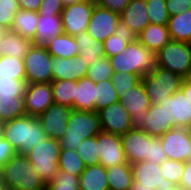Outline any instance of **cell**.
Returning <instances> with one entry per match:
<instances>
[{
    "mask_svg": "<svg viewBox=\"0 0 191 190\" xmlns=\"http://www.w3.org/2000/svg\"><path fill=\"white\" fill-rule=\"evenodd\" d=\"M169 16L191 9V0H165Z\"/></svg>",
    "mask_w": 191,
    "mask_h": 190,
    "instance_id": "obj_50",
    "label": "cell"
},
{
    "mask_svg": "<svg viewBox=\"0 0 191 190\" xmlns=\"http://www.w3.org/2000/svg\"><path fill=\"white\" fill-rule=\"evenodd\" d=\"M13 146L0 134V172L2 167L16 154Z\"/></svg>",
    "mask_w": 191,
    "mask_h": 190,
    "instance_id": "obj_49",
    "label": "cell"
},
{
    "mask_svg": "<svg viewBox=\"0 0 191 190\" xmlns=\"http://www.w3.org/2000/svg\"><path fill=\"white\" fill-rule=\"evenodd\" d=\"M0 190H8L4 187V185L0 182Z\"/></svg>",
    "mask_w": 191,
    "mask_h": 190,
    "instance_id": "obj_59",
    "label": "cell"
},
{
    "mask_svg": "<svg viewBox=\"0 0 191 190\" xmlns=\"http://www.w3.org/2000/svg\"><path fill=\"white\" fill-rule=\"evenodd\" d=\"M136 40V34L120 20L114 34L103 41L105 56L108 58L115 56Z\"/></svg>",
    "mask_w": 191,
    "mask_h": 190,
    "instance_id": "obj_22",
    "label": "cell"
},
{
    "mask_svg": "<svg viewBox=\"0 0 191 190\" xmlns=\"http://www.w3.org/2000/svg\"><path fill=\"white\" fill-rule=\"evenodd\" d=\"M76 151L86 167L99 164L97 135L84 139Z\"/></svg>",
    "mask_w": 191,
    "mask_h": 190,
    "instance_id": "obj_41",
    "label": "cell"
},
{
    "mask_svg": "<svg viewBox=\"0 0 191 190\" xmlns=\"http://www.w3.org/2000/svg\"><path fill=\"white\" fill-rule=\"evenodd\" d=\"M44 190H79V176L58 170L54 179Z\"/></svg>",
    "mask_w": 191,
    "mask_h": 190,
    "instance_id": "obj_43",
    "label": "cell"
},
{
    "mask_svg": "<svg viewBox=\"0 0 191 190\" xmlns=\"http://www.w3.org/2000/svg\"><path fill=\"white\" fill-rule=\"evenodd\" d=\"M61 1H62L63 6L65 7V6H68V5H72L74 3H78V2H80L82 0H61Z\"/></svg>",
    "mask_w": 191,
    "mask_h": 190,
    "instance_id": "obj_55",
    "label": "cell"
},
{
    "mask_svg": "<svg viewBox=\"0 0 191 190\" xmlns=\"http://www.w3.org/2000/svg\"><path fill=\"white\" fill-rule=\"evenodd\" d=\"M19 8L37 12L42 0H18Z\"/></svg>",
    "mask_w": 191,
    "mask_h": 190,
    "instance_id": "obj_53",
    "label": "cell"
},
{
    "mask_svg": "<svg viewBox=\"0 0 191 190\" xmlns=\"http://www.w3.org/2000/svg\"><path fill=\"white\" fill-rule=\"evenodd\" d=\"M33 44L31 39L8 30L0 40V55H9L23 59Z\"/></svg>",
    "mask_w": 191,
    "mask_h": 190,
    "instance_id": "obj_26",
    "label": "cell"
},
{
    "mask_svg": "<svg viewBox=\"0 0 191 190\" xmlns=\"http://www.w3.org/2000/svg\"><path fill=\"white\" fill-rule=\"evenodd\" d=\"M19 9L18 0H0V26L10 30Z\"/></svg>",
    "mask_w": 191,
    "mask_h": 190,
    "instance_id": "obj_46",
    "label": "cell"
},
{
    "mask_svg": "<svg viewBox=\"0 0 191 190\" xmlns=\"http://www.w3.org/2000/svg\"><path fill=\"white\" fill-rule=\"evenodd\" d=\"M167 26L172 41L188 43L191 39V9L170 16Z\"/></svg>",
    "mask_w": 191,
    "mask_h": 190,
    "instance_id": "obj_32",
    "label": "cell"
},
{
    "mask_svg": "<svg viewBox=\"0 0 191 190\" xmlns=\"http://www.w3.org/2000/svg\"><path fill=\"white\" fill-rule=\"evenodd\" d=\"M38 19V12L19 9L14 16L10 31L32 40L35 37Z\"/></svg>",
    "mask_w": 191,
    "mask_h": 190,
    "instance_id": "obj_33",
    "label": "cell"
},
{
    "mask_svg": "<svg viewBox=\"0 0 191 190\" xmlns=\"http://www.w3.org/2000/svg\"><path fill=\"white\" fill-rule=\"evenodd\" d=\"M141 81V77L131 73H116L114 72L111 77L112 86L118 93L119 97L124 91L130 90V88L136 86Z\"/></svg>",
    "mask_w": 191,
    "mask_h": 190,
    "instance_id": "obj_44",
    "label": "cell"
},
{
    "mask_svg": "<svg viewBox=\"0 0 191 190\" xmlns=\"http://www.w3.org/2000/svg\"><path fill=\"white\" fill-rule=\"evenodd\" d=\"M168 157L162 148L160 137L150 136L149 161L155 164H161Z\"/></svg>",
    "mask_w": 191,
    "mask_h": 190,
    "instance_id": "obj_47",
    "label": "cell"
},
{
    "mask_svg": "<svg viewBox=\"0 0 191 190\" xmlns=\"http://www.w3.org/2000/svg\"><path fill=\"white\" fill-rule=\"evenodd\" d=\"M44 46L52 57L72 58L80 53L75 37L65 33L53 37Z\"/></svg>",
    "mask_w": 191,
    "mask_h": 190,
    "instance_id": "obj_27",
    "label": "cell"
},
{
    "mask_svg": "<svg viewBox=\"0 0 191 190\" xmlns=\"http://www.w3.org/2000/svg\"><path fill=\"white\" fill-rule=\"evenodd\" d=\"M133 181L131 187H151L155 190H170L175 185L162 176L160 165L150 161L131 164Z\"/></svg>",
    "mask_w": 191,
    "mask_h": 190,
    "instance_id": "obj_12",
    "label": "cell"
},
{
    "mask_svg": "<svg viewBox=\"0 0 191 190\" xmlns=\"http://www.w3.org/2000/svg\"><path fill=\"white\" fill-rule=\"evenodd\" d=\"M52 60L44 45L33 44L23 58L27 84L51 83Z\"/></svg>",
    "mask_w": 191,
    "mask_h": 190,
    "instance_id": "obj_8",
    "label": "cell"
},
{
    "mask_svg": "<svg viewBox=\"0 0 191 190\" xmlns=\"http://www.w3.org/2000/svg\"><path fill=\"white\" fill-rule=\"evenodd\" d=\"M0 77L26 79L23 59L9 55H0Z\"/></svg>",
    "mask_w": 191,
    "mask_h": 190,
    "instance_id": "obj_36",
    "label": "cell"
},
{
    "mask_svg": "<svg viewBox=\"0 0 191 190\" xmlns=\"http://www.w3.org/2000/svg\"><path fill=\"white\" fill-rule=\"evenodd\" d=\"M120 20L126 24L136 36L149 24L145 0H131L120 14Z\"/></svg>",
    "mask_w": 191,
    "mask_h": 190,
    "instance_id": "obj_21",
    "label": "cell"
},
{
    "mask_svg": "<svg viewBox=\"0 0 191 190\" xmlns=\"http://www.w3.org/2000/svg\"><path fill=\"white\" fill-rule=\"evenodd\" d=\"M126 161L133 164L149 161L150 135L143 130L130 129L120 136Z\"/></svg>",
    "mask_w": 191,
    "mask_h": 190,
    "instance_id": "obj_17",
    "label": "cell"
},
{
    "mask_svg": "<svg viewBox=\"0 0 191 190\" xmlns=\"http://www.w3.org/2000/svg\"><path fill=\"white\" fill-rule=\"evenodd\" d=\"M157 66L182 78L191 76V47L187 42L170 41L156 52Z\"/></svg>",
    "mask_w": 191,
    "mask_h": 190,
    "instance_id": "obj_7",
    "label": "cell"
},
{
    "mask_svg": "<svg viewBox=\"0 0 191 190\" xmlns=\"http://www.w3.org/2000/svg\"><path fill=\"white\" fill-rule=\"evenodd\" d=\"M130 1L131 0H96V4L120 15Z\"/></svg>",
    "mask_w": 191,
    "mask_h": 190,
    "instance_id": "obj_51",
    "label": "cell"
},
{
    "mask_svg": "<svg viewBox=\"0 0 191 190\" xmlns=\"http://www.w3.org/2000/svg\"><path fill=\"white\" fill-rule=\"evenodd\" d=\"M95 4L94 0H82L65 6L61 12L63 32L75 36L87 31Z\"/></svg>",
    "mask_w": 191,
    "mask_h": 190,
    "instance_id": "obj_10",
    "label": "cell"
},
{
    "mask_svg": "<svg viewBox=\"0 0 191 190\" xmlns=\"http://www.w3.org/2000/svg\"><path fill=\"white\" fill-rule=\"evenodd\" d=\"M88 65L80 56L72 58L53 57L52 81L54 80H73L78 81L86 77Z\"/></svg>",
    "mask_w": 191,
    "mask_h": 190,
    "instance_id": "obj_20",
    "label": "cell"
},
{
    "mask_svg": "<svg viewBox=\"0 0 191 190\" xmlns=\"http://www.w3.org/2000/svg\"><path fill=\"white\" fill-rule=\"evenodd\" d=\"M73 109L64 106L53 104L40 116L38 120L44 133L53 139H61L65 136L67 121Z\"/></svg>",
    "mask_w": 191,
    "mask_h": 190,
    "instance_id": "obj_16",
    "label": "cell"
},
{
    "mask_svg": "<svg viewBox=\"0 0 191 190\" xmlns=\"http://www.w3.org/2000/svg\"><path fill=\"white\" fill-rule=\"evenodd\" d=\"M99 164L105 168L126 163V158L119 135L101 131L97 134Z\"/></svg>",
    "mask_w": 191,
    "mask_h": 190,
    "instance_id": "obj_19",
    "label": "cell"
},
{
    "mask_svg": "<svg viewBox=\"0 0 191 190\" xmlns=\"http://www.w3.org/2000/svg\"><path fill=\"white\" fill-rule=\"evenodd\" d=\"M8 30L2 26H0V40L3 38L4 34L7 32ZM1 49V47H0Z\"/></svg>",
    "mask_w": 191,
    "mask_h": 190,
    "instance_id": "obj_57",
    "label": "cell"
},
{
    "mask_svg": "<svg viewBox=\"0 0 191 190\" xmlns=\"http://www.w3.org/2000/svg\"><path fill=\"white\" fill-rule=\"evenodd\" d=\"M54 104L51 83H29L24 94L25 114L38 117Z\"/></svg>",
    "mask_w": 191,
    "mask_h": 190,
    "instance_id": "obj_14",
    "label": "cell"
},
{
    "mask_svg": "<svg viewBox=\"0 0 191 190\" xmlns=\"http://www.w3.org/2000/svg\"><path fill=\"white\" fill-rule=\"evenodd\" d=\"M171 129L173 127L170 121L167 120V115L163 107L151 104L147 110V118L143 131L150 136L160 137Z\"/></svg>",
    "mask_w": 191,
    "mask_h": 190,
    "instance_id": "obj_29",
    "label": "cell"
},
{
    "mask_svg": "<svg viewBox=\"0 0 191 190\" xmlns=\"http://www.w3.org/2000/svg\"><path fill=\"white\" fill-rule=\"evenodd\" d=\"M26 79L0 77V98H24Z\"/></svg>",
    "mask_w": 191,
    "mask_h": 190,
    "instance_id": "obj_40",
    "label": "cell"
},
{
    "mask_svg": "<svg viewBox=\"0 0 191 190\" xmlns=\"http://www.w3.org/2000/svg\"><path fill=\"white\" fill-rule=\"evenodd\" d=\"M74 37L80 51L78 56L85 60L88 66L93 64L96 59L105 56L103 42L92 38L87 31Z\"/></svg>",
    "mask_w": 191,
    "mask_h": 190,
    "instance_id": "obj_30",
    "label": "cell"
},
{
    "mask_svg": "<svg viewBox=\"0 0 191 190\" xmlns=\"http://www.w3.org/2000/svg\"><path fill=\"white\" fill-rule=\"evenodd\" d=\"M119 101V95L112 86L111 79L96 83L95 111Z\"/></svg>",
    "mask_w": 191,
    "mask_h": 190,
    "instance_id": "obj_37",
    "label": "cell"
},
{
    "mask_svg": "<svg viewBox=\"0 0 191 190\" xmlns=\"http://www.w3.org/2000/svg\"><path fill=\"white\" fill-rule=\"evenodd\" d=\"M60 150L59 140L47 137L26 153L45 184L50 183L58 172Z\"/></svg>",
    "mask_w": 191,
    "mask_h": 190,
    "instance_id": "obj_5",
    "label": "cell"
},
{
    "mask_svg": "<svg viewBox=\"0 0 191 190\" xmlns=\"http://www.w3.org/2000/svg\"><path fill=\"white\" fill-rule=\"evenodd\" d=\"M183 79L167 69L156 66L141 78V82L151 104L159 105L167 97L181 89Z\"/></svg>",
    "mask_w": 191,
    "mask_h": 190,
    "instance_id": "obj_6",
    "label": "cell"
},
{
    "mask_svg": "<svg viewBox=\"0 0 191 190\" xmlns=\"http://www.w3.org/2000/svg\"><path fill=\"white\" fill-rule=\"evenodd\" d=\"M181 90L187 99L191 101V76L183 79Z\"/></svg>",
    "mask_w": 191,
    "mask_h": 190,
    "instance_id": "obj_54",
    "label": "cell"
},
{
    "mask_svg": "<svg viewBox=\"0 0 191 190\" xmlns=\"http://www.w3.org/2000/svg\"><path fill=\"white\" fill-rule=\"evenodd\" d=\"M0 134L20 154H26L40 140L48 137L38 118L29 115L0 123Z\"/></svg>",
    "mask_w": 191,
    "mask_h": 190,
    "instance_id": "obj_1",
    "label": "cell"
},
{
    "mask_svg": "<svg viewBox=\"0 0 191 190\" xmlns=\"http://www.w3.org/2000/svg\"><path fill=\"white\" fill-rule=\"evenodd\" d=\"M64 6L61 0H42L38 14L61 15Z\"/></svg>",
    "mask_w": 191,
    "mask_h": 190,
    "instance_id": "obj_48",
    "label": "cell"
},
{
    "mask_svg": "<svg viewBox=\"0 0 191 190\" xmlns=\"http://www.w3.org/2000/svg\"><path fill=\"white\" fill-rule=\"evenodd\" d=\"M163 107L167 120L173 128H186L191 130V101L179 89L165 101L159 104Z\"/></svg>",
    "mask_w": 191,
    "mask_h": 190,
    "instance_id": "obj_13",
    "label": "cell"
},
{
    "mask_svg": "<svg viewBox=\"0 0 191 190\" xmlns=\"http://www.w3.org/2000/svg\"><path fill=\"white\" fill-rule=\"evenodd\" d=\"M54 104L64 105L73 109L75 100V81L54 80L51 81Z\"/></svg>",
    "mask_w": 191,
    "mask_h": 190,
    "instance_id": "obj_34",
    "label": "cell"
},
{
    "mask_svg": "<svg viewBox=\"0 0 191 190\" xmlns=\"http://www.w3.org/2000/svg\"><path fill=\"white\" fill-rule=\"evenodd\" d=\"M119 21V14L95 4L88 24L87 33L92 38L103 42L109 36L114 34Z\"/></svg>",
    "mask_w": 191,
    "mask_h": 190,
    "instance_id": "obj_18",
    "label": "cell"
},
{
    "mask_svg": "<svg viewBox=\"0 0 191 190\" xmlns=\"http://www.w3.org/2000/svg\"><path fill=\"white\" fill-rule=\"evenodd\" d=\"M160 170L163 178L175 186H179L184 171V162L167 159L160 164Z\"/></svg>",
    "mask_w": 191,
    "mask_h": 190,
    "instance_id": "obj_45",
    "label": "cell"
},
{
    "mask_svg": "<svg viewBox=\"0 0 191 190\" xmlns=\"http://www.w3.org/2000/svg\"><path fill=\"white\" fill-rule=\"evenodd\" d=\"M170 190H185V189H183L182 187H180V186H174L172 189H170Z\"/></svg>",
    "mask_w": 191,
    "mask_h": 190,
    "instance_id": "obj_58",
    "label": "cell"
},
{
    "mask_svg": "<svg viewBox=\"0 0 191 190\" xmlns=\"http://www.w3.org/2000/svg\"><path fill=\"white\" fill-rule=\"evenodd\" d=\"M119 101L131 115V127L134 130H143L147 118V110L151 102L145 88L140 81L136 86L124 91Z\"/></svg>",
    "mask_w": 191,
    "mask_h": 190,
    "instance_id": "obj_9",
    "label": "cell"
},
{
    "mask_svg": "<svg viewBox=\"0 0 191 190\" xmlns=\"http://www.w3.org/2000/svg\"><path fill=\"white\" fill-rule=\"evenodd\" d=\"M83 160L79 157L76 150L61 149L58 160V170L80 176L85 170Z\"/></svg>",
    "mask_w": 191,
    "mask_h": 190,
    "instance_id": "obj_35",
    "label": "cell"
},
{
    "mask_svg": "<svg viewBox=\"0 0 191 190\" xmlns=\"http://www.w3.org/2000/svg\"><path fill=\"white\" fill-rule=\"evenodd\" d=\"M0 182L8 190H44L46 187L27 155L20 153L2 167Z\"/></svg>",
    "mask_w": 191,
    "mask_h": 190,
    "instance_id": "obj_2",
    "label": "cell"
},
{
    "mask_svg": "<svg viewBox=\"0 0 191 190\" xmlns=\"http://www.w3.org/2000/svg\"><path fill=\"white\" fill-rule=\"evenodd\" d=\"M64 33L61 15L39 14L34 44L44 45L53 37Z\"/></svg>",
    "mask_w": 191,
    "mask_h": 190,
    "instance_id": "obj_24",
    "label": "cell"
},
{
    "mask_svg": "<svg viewBox=\"0 0 191 190\" xmlns=\"http://www.w3.org/2000/svg\"><path fill=\"white\" fill-rule=\"evenodd\" d=\"M101 131L98 112L72 110L65 136L59 139L61 149L77 150L84 139L96 136Z\"/></svg>",
    "mask_w": 191,
    "mask_h": 190,
    "instance_id": "obj_4",
    "label": "cell"
},
{
    "mask_svg": "<svg viewBox=\"0 0 191 190\" xmlns=\"http://www.w3.org/2000/svg\"><path fill=\"white\" fill-rule=\"evenodd\" d=\"M150 24L168 25L169 14L165 0H145Z\"/></svg>",
    "mask_w": 191,
    "mask_h": 190,
    "instance_id": "obj_42",
    "label": "cell"
},
{
    "mask_svg": "<svg viewBox=\"0 0 191 190\" xmlns=\"http://www.w3.org/2000/svg\"><path fill=\"white\" fill-rule=\"evenodd\" d=\"M137 41L149 50L158 52L171 41L168 26L149 24L137 35Z\"/></svg>",
    "mask_w": 191,
    "mask_h": 190,
    "instance_id": "obj_23",
    "label": "cell"
},
{
    "mask_svg": "<svg viewBox=\"0 0 191 190\" xmlns=\"http://www.w3.org/2000/svg\"><path fill=\"white\" fill-rule=\"evenodd\" d=\"M101 129L104 132L123 135L131 127V115L120 101L98 111Z\"/></svg>",
    "mask_w": 191,
    "mask_h": 190,
    "instance_id": "obj_15",
    "label": "cell"
},
{
    "mask_svg": "<svg viewBox=\"0 0 191 190\" xmlns=\"http://www.w3.org/2000/svg\"><path fill=\"white\" fill-rule=\"evenodd\" d=\"M179 186L185 190H191V162H184V171Z\"/></svg>",
    "mask_w": 191,
    "mask_h": 190,
    "instance_id": "obj_52",
    "label": "cell"
},
{
    "mask_svg": "<svg viewBox=\"0 0 191 190\" xmlns=\"http://www.w3.org/2000/svg\"><path fill=\"white\" fill-rule=\"evenodd\" d=\"M162 148L168 159L191 162V130L173 128L160 136Z\"/></svg>",
    "mask_w": 191,
    "mask_h": 190,
    "instance_id": "obj_11",
    "label": "cell"
},
{
    "mask_svg": "<svg viewBox=\"0 0 191 190\" xmlns=\"http://www.w3.org/2000/svg\"><path fill=\"white\" fill-rule=\"evenodd\" d=\"M106 168L101 164L85 167L79 176V190H109Z\"/></svg>",
    "mask_w": 191,
    "mask_h": 190,
    "instance_id": "obj_28",
    "label": "cell"
},
{
    "mask_svg": "<svg viewBox=\"0 0 191 190\" xmlns=\"http://www.w3.org/2000/svg\"><path fill=\"white\" fill-rule=\"evenodd\" d=\"M129 190H155L151 187H131Z\"/></svg>",
    "mask_w": 191,
    "mask_h": 190,
    "instance_id": "obj_56",
    "label": "cell"
},
{
    "mask_svg": "<svg viewBox=\"0 0 191 190\" xmlns=\"http://www.w3.org/2000/svg\"><path fill=\"white\" fill-rule=\"evenodd\" d=\"M110 59L106 56L96 59L93 64L89 65L86 77L93 80L95 83L103 80L111 79L113 75Z\"/></svg>",
    "mask_w": 191,
    "mask_h": 190,
    "instance_id": "obj_39",
    "label": "cell"
},
{
    "mask_svg": "<svg viewBox=\"0 0 191 190\" xmlns=\"http://www.w3.org/2000/svg\"><path fill=\"white\" fill-rule=\"evenodd\" d=\"M109 190H129L133 181L131 164L128 162L106 168Z\"/></svg>",
    "mask_w": 191,
    "mask_h": 190,
    "instance_id": "obj_31",
    "label": "cell"
},
{
    "mask_svg": "<svg viewBox=\"0 0 191 190\" xmlns=\"http://www.w3.org/2000/svg\"><path fill=\"white\" fill-rule=\"evenodd\" d=\"M96 83L88 77L75 81L73 110L95 111Z\"/></svg>",
    "mask_w": 191,
    "mask_h": 190,
    "instance_id": "obj_25",
    "label": "cell"
},
{
    "mask_svg": "<svg viewBox=\"0 0 191 190\" xmlns=\"http://www.w3.org/2000/svg\"><path fill=\"white\" fill-rule=\"evenodd\" d=\"M109 59L113 72H128L141 78L157 66L156 52L149 50L137 40L129 43L124 50Z\"/></svg>",
    "mask_w": 191,
    "mask_h": 190,
    "instance_id": "obj_3",
    "label": "cell"
},
{
    "mask_svg": "<svg viewBox=\"0 0 191 190\" xmlns=\"http://www.w3.org/2000/svg\"><path fill=\"white\" fill-rule=\"evenodd\" d=\"M25 115L24 98H0V123Z\"/></svg>",
    "mask_w": 191,
    "mask_h": 190,
    "instance_id": "obj_38",
    "label": "cell"
}]
</instances>
